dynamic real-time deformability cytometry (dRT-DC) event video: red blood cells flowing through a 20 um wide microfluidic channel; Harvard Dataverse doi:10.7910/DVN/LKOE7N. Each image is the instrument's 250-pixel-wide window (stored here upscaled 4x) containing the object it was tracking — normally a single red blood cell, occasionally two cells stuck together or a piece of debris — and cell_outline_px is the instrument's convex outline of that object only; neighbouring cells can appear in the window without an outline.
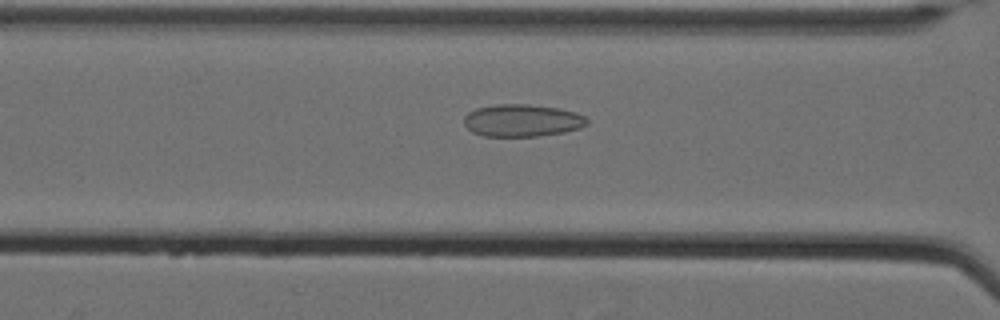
{"species": "Egyptian fruit bat (a non-hibernating species)", "species_latin": "Rousettus aegyptiacus", "temperature_condition": "cold", "stored_images_in_passage": 62, "camera_frame_rate_fps": 3000, "um_per_image_px": 0.085, "animal": {"sex": "female"}, "frame": {"image": 1, "passage_image": 30, "time_ms": 9.667, "image_size_px": [1000, 320], "cell_outline_px": [[588, 124], [580, 128], [564, 132], [536, 136], [484, 136], [472, 132], [464, 124], [464, 116], [468, 112], [476, 108], [496, 104], [524, 104], [560, 108], [576, 112], [584, 116], [588, 120]], "centroid_in_image_um": [44.38, 10.23], "position_along_channel_um": 122.2, "area_um2": 23.24}}
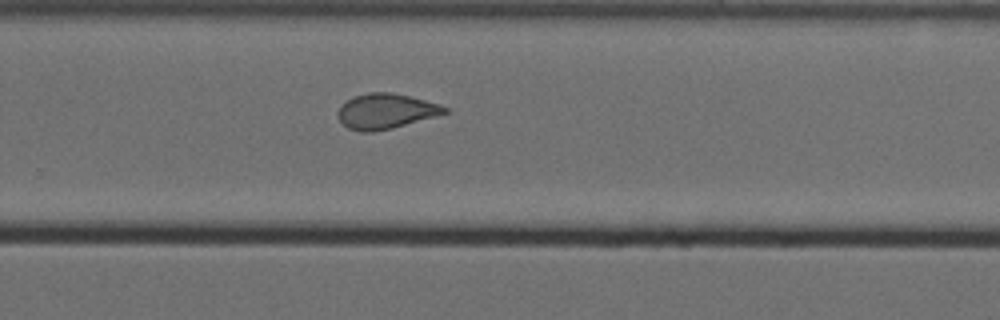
{"frame": {"image": 2, "passage_image": 45, "time_ms": 14.667, "image_size_px": [1000, 320], "cell_outline_px": [[448, 112], [392, 128], [372, 132], [360, 132], [348, 128], [340, 120], [340, 108], [352, 96], [368, 92], [392, 92], [440, 104], [448, 108]], "centroid_in_image_um": [32.8, 9.44], "position_along_channel_um": 297.0, "area_um2": 21.44}}
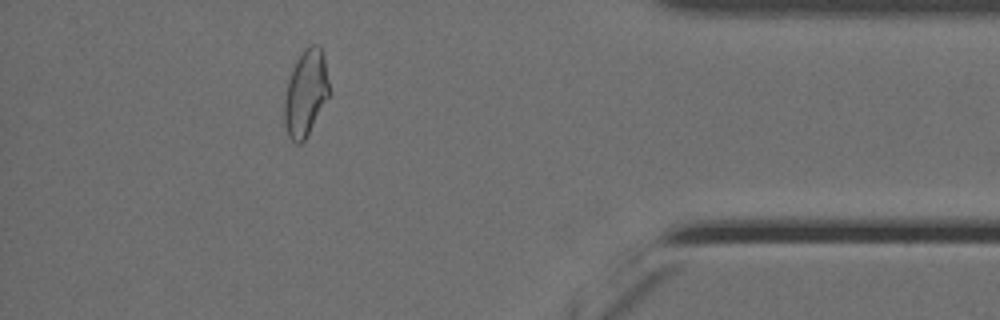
{"frame": {"image": 3, "passage_image": 57, "time_ms": 18.667, "image_size_px": [1000, 320], "cell_outline_px": [[332, 92], [304, 140], [300, 144], [296, 144], [288, 136], [284, 124], [284, 100], [288, 80], [292, 68], [296, 60], [304, 48], [312, 44], [320, 44], [324, 56]], "centroid_in_image_um": [26.01, 7.88], "position_along_channel_um": 409.2, "area_um2": 22.95}, "authors_computed_cell_mechanics": {"area_um2": 24.0159, "velocity_mm_per_s": 3.4915, "shape_relaxation_time_tau1_ms": null, "shape_relaxation_time_tau2_ms": 1.5657, "deformation_change_tau1": null, "deformation_change_tau2": 0.0852}}